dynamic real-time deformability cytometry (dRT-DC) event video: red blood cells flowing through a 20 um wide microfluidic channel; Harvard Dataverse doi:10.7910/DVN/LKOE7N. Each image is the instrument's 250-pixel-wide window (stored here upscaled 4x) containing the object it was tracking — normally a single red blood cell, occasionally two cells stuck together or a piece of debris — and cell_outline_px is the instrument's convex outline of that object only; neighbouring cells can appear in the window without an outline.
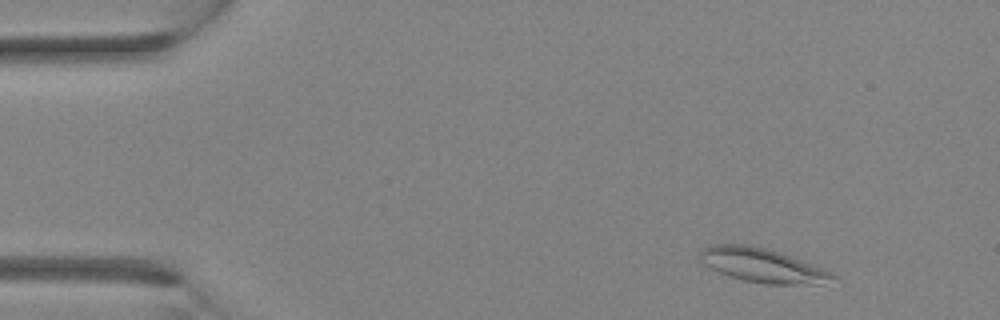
{"species": "Egyptian fruit bat (a non-hibernating species)", "species_latin": "Rousettus aegyptiacus", "temperature_condition": "room temperature", "stored_images_in_passage": 30, "camera_frame_rate_fps": 3000, "um_per_image_px": 0.085, "animal": {"sex": "female"}, "frame": {"image": 1, "passage_image": 1, "time_ms": 0.0, "image_size_px": [1000, 320], "cell_outline_px": [[840, 280], [820, 284], [764, 284], [744, 280], [728, 276], [704, 264], [700, 260], [700, 252], [704, 248], [712, 244], [752, 244], [768, 248], [780, 252], [832, 272], [840, 276]], "centroid_in_image_um": [64.87, 22.56], "position_along_channel_um": 20.1, "area_um2": 26.59}}
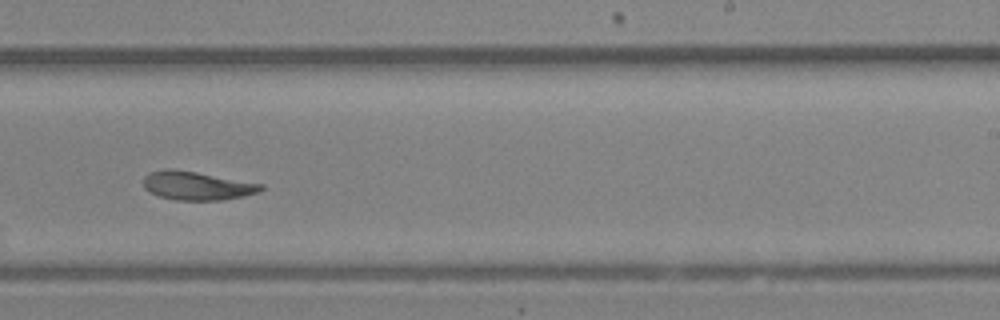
{"frame": {"image": 2, "passage_image": 18, "time_ms": 5.667, "image_size_px": [1000, 320], "cell_outline_px": [[264, 188], [260, 192], [244, 196], [224, 200], [176, 200], [160, 196], [144, 188], [144, 176], [148, 172], [164, 168], [172, 168], [196, 172], [264, 184]], "centroid_in_image_um": [16.75, 15.78], "position_along_channel_um": 272.2, "area_um2": 19.65}}
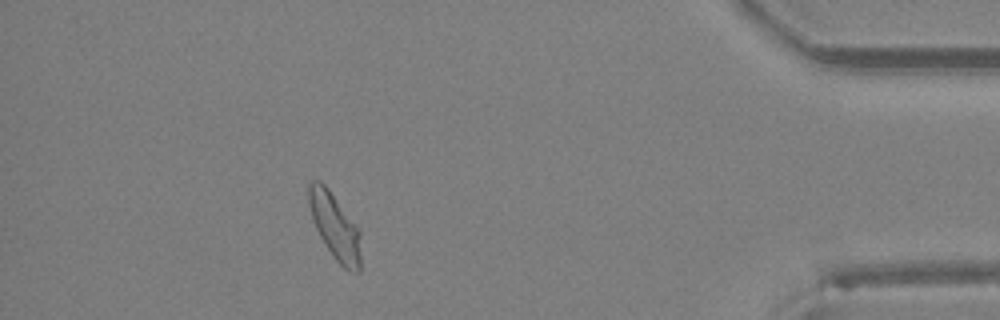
{"frame": {"image": 3, "passage_image": 27, "time_ms": 8.667, "image_size_px": [1000, 320], "cell_outline_px": [[360, 272], [348, 272], [336, 260], [324, 244], [312, 220], [308, 204], [308, 184], [312, 180], [320, 180], [328, 188], [360, 228]], "centroid_in_image_um": [28.47, 19.23], "position_along_channel_um": 406.7, "area_um2": 20.35}}